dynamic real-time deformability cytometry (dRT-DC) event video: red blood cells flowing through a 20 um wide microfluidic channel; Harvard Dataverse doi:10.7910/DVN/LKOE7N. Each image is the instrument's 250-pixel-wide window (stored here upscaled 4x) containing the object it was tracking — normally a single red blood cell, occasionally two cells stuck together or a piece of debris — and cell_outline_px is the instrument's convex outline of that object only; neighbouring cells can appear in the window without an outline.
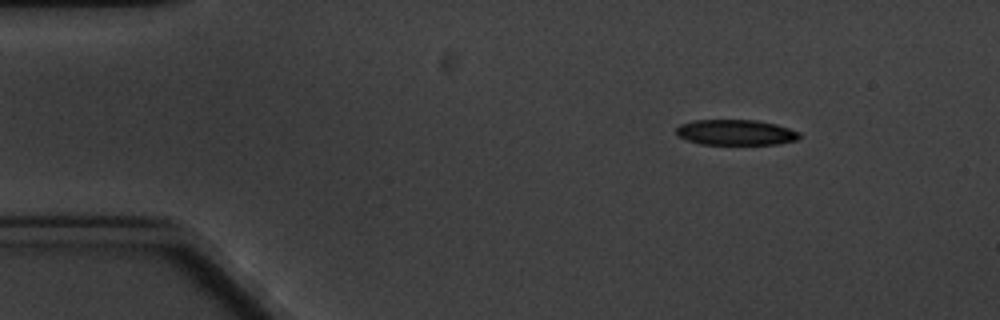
{"species": "common noctule bat (a hibernating species)", "species_latin": "Nyctalus noctula", "temperature_condition": "cold", "stored_images_in_passage": 6, "camera_frame_rate_fps": 3000, "um_per_image_px": 0.085, "animal": {"sex": "male", "body_mass_g": 20.1, "forearm_length_mm": 53.5}, "frame": {"image": 1, "passage_image": 1, "time_ms": 0.0, "image_size_px": [1000, 320], "cell_outline_px": [[800, 136], [796, 140], [776, 144], [700, 144], [676, 136], [676, 128], [680, 124], [696, 120], [756, 120], [776, 124], [800, 132]], "centroid_in_image_um": [62.51, 11.25], "position_along_channel_um": 22.5, "area_um2": 18.26}}
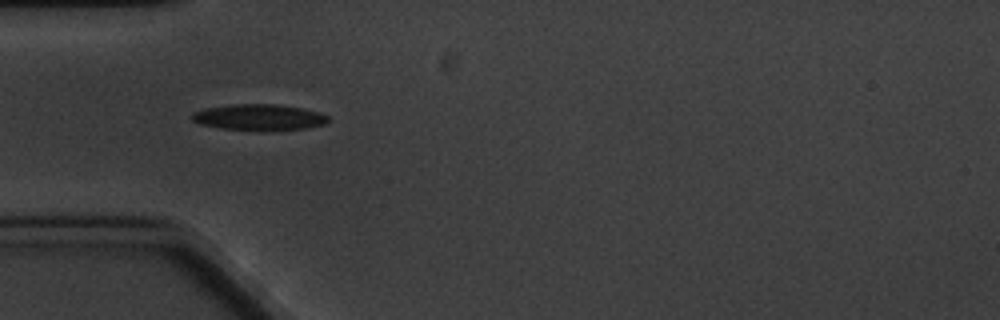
{"frame": {"image": 2, "passage_image": 4, "time_ms": 3.333, "image_size_px": [1000, 320], "cell_outline_px": [[328, 120], [324, 124], [308, 128], [224, 128], [200, 124], [192, 120], [192, 112], [204, 108], [232, 104], [276, 104], [300, 108], [316, 112], [328, 116]], "centroid_in_image_um": [21.96, 9.92], "position_along_channel_um": 63.0, "area_um2": 19.65}}